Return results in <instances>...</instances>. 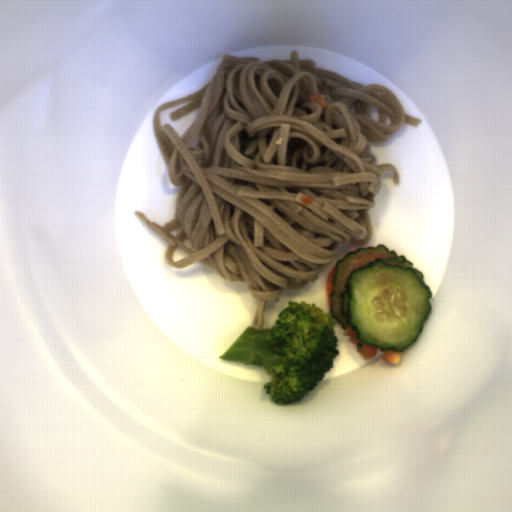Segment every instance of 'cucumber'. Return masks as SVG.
Here are the masks:
<instances>
[{
    "mask_svg": "<svg viewBox=\"0 0 512 512\" xmlns=\"http://www.w3.org/2000/svg\"><path fill=\"white\" fill-rule=\"evenodd\" d=\"M423 278L406 255L385 245L348 251L336 261L331 318L380 353H402L417 340L432 311L433 292Z\"/></svg>",
    "mask_w": 512,
    "mask_h": 512,
    "instance_id": "1",
    "label": "cucumber"
}]
</instances>
